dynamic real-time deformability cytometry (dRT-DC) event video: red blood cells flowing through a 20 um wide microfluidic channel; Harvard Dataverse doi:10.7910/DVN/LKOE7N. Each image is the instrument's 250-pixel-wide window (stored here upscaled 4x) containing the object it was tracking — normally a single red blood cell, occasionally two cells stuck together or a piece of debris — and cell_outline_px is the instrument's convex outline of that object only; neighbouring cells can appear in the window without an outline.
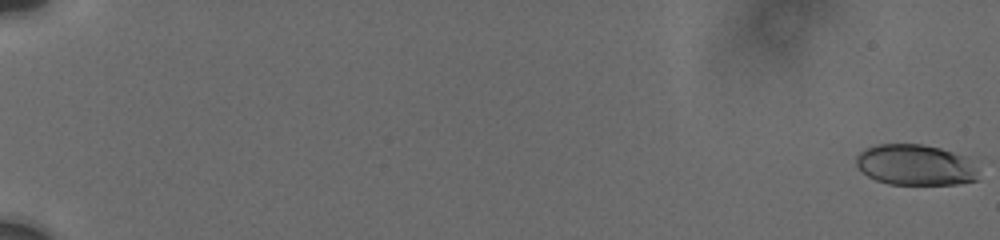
{"species": "human", "species_latin": "Homo sapiens", "temperature_condition": "cold", "stored_images_in_passage": 62, "camera_frame_rate_fps": 3000, "um_per_image_px": 0.085, "donor": {"sex": "male"}, "frame": {"image": 1, "passage_image": 1, "time_ms": 0.0, "image_size_px": [1000, 240], "cell_outline_px": [[980, 164], [976, 180], [956, 184], [888, 184], [876, 180], [868, 176], [856, 164], [856, 156], [864, 148], [876, 144], [924, 144], [940, 148], [964, 156]], "centroid_in_image_um": [77.85, 14.01], "position_along_channel_um": 7.2, "area_um2": 29.36}}
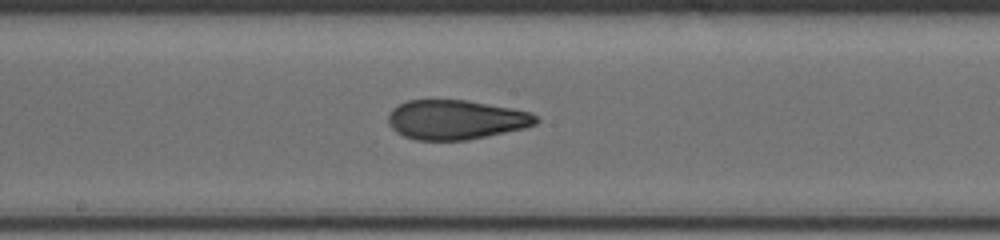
{"frame": {"image": 2, "passage_image": 32, "time_ms": 11.333, "image_size_px": [1000, 240], "cell_outline_px": [[540, 120], [536, 124], [524, 128], [468, 140], [416, 140], [404, 136], [396, 132], [388, 124], [388, 116], [392, 108], [408, 100], [464, 100], [512, 108], [532, 112]], "centroid_in_image_um": [38.75, 10.18], "position_along_channel_um": 209.5, "area_um2": 33.99}}
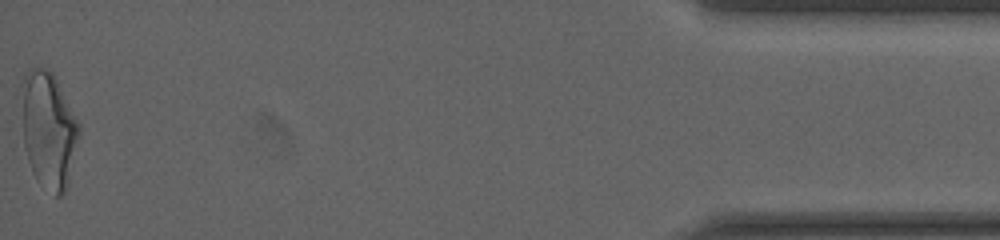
{"frame": {"image": 3, "passage_image": 62, "time_ms": 19.333, "image_size_px": [1000, 240], "cell_outline_px": [[80, 136], [68, 184], [64, 192], [60, 196], [56, 196], [36, 180], [32, 172], [28, 160], [24, 144], [20, 84], [28, 68], [48, 68], [52, 72], [80, 124]], "centroid_in_image_um": [4.12, 11.02], "position_along_channel_um": 431.1, "area_um2": 39.25}, "authors_computed_cell_mechanics": {"area_um2": 33.7552, "velocity_mm_per_s": 3.7602, "shape_relaxation_time_tau1_ms": null, "shape_relaxation_time_tau2_ms": 1.7023, "deformation_change_tau1": null, "deformation_change_tau2": 0.0973}}